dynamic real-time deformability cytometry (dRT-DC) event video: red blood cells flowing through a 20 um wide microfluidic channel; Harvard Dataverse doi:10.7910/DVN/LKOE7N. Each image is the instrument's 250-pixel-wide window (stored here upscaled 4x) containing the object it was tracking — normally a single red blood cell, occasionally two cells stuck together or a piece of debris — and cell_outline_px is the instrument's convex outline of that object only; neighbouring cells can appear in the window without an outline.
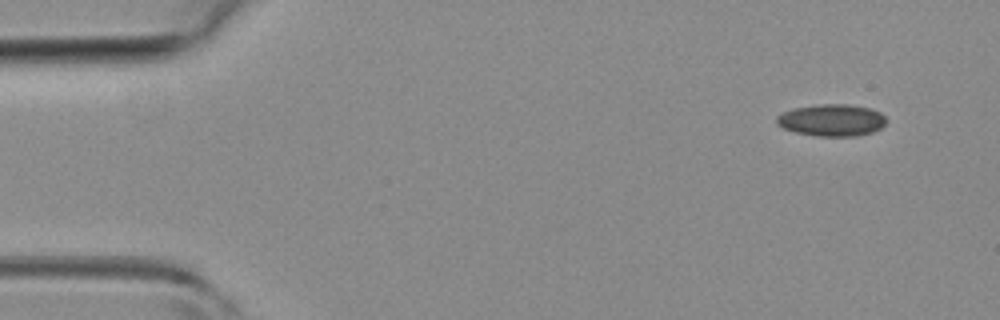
{"species": "common noctule bat (a hibernating species)", "species_latin": "Nyctalus noctula", "temperature_condition": "room temperature", "stored_images_in_passage": 4, "camera_frame_rate_fps": 3000, "um_per_image_px": 0.085, "animal": {"sex": "female", "body_mass_g": 19.3, "forearm_length_mm": 54.1}, "frame": {"image": 1, "passage_image": 1, "time_ms": 0.0, "image_size_px": [1000, 320], "cell_outline_px": [[884, 124], [880, 128], [872, 132], [856, 136], [816, 136], [796, 132], [784, 128], [776, 124], [776, 116], [792, 108], [820, 104], [848, 104], [872, 108], [880, 112], [884, 116]], "centroid_in_image_um": [70.68, 10.2], "position_along_channel_um": 14.3, "area_um2": 20.4}}